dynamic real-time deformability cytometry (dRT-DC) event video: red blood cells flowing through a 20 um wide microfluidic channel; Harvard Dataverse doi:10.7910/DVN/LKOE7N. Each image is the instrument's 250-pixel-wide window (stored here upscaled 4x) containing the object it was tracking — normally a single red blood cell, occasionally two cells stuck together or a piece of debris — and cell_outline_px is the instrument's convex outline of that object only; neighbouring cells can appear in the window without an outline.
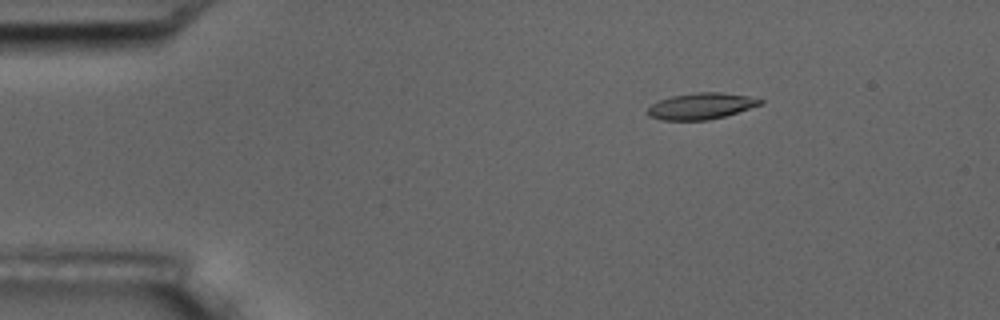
{"species": "common noctule bat (a hibernating species)", "species_latin": "Nyctalus noctula", "temperature_condition": "room temperature", "stored_images_in_passage": 16, "camera_frame_rate_fps": 3000, "um_per_image_px": 0.085, "animal": {"sex": "male", "body_mass_g": 17.5, "forearm_length_mm": 52.3}, "frame": {"image": 1, "passage_image": 3, "time_ms": 2.333, "image_size_px": [1000, 320], "cell_outline_px": [[764, 100], [760, 104], [724, 116], [708, 120], [660, 120], [648, 116], [648, 108], [652, 104], [660, 100], [672, 96], [696, 92], [720, 92], [748, 96]], "centroid_in_image_um": [59.55, 9.02], "position_along_channel_um": 25.5, "area_um2": 16.99}}
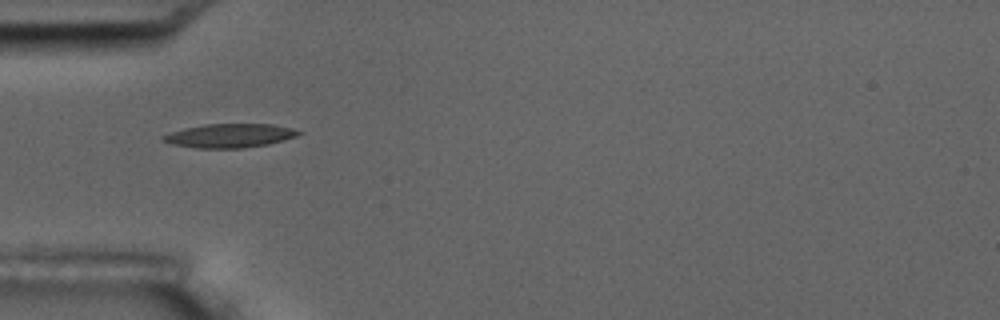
{"frame": {"image": 2, "passage_image": 5, "time_ms": 5.333, "image_size_px": [1000, 320], "cell_outline_px": [[304, 132], [296, 136], [268, 144], [244, 148], [196, 148], [172, 144], [160, 140], [160, 136], [184, 128], [204, 124], [272, 124], [292, 128]], "centroid_in_image_um": [19.5, 11.53], "position_along_channel_um": 65.5, "area_um2": 18.84}}
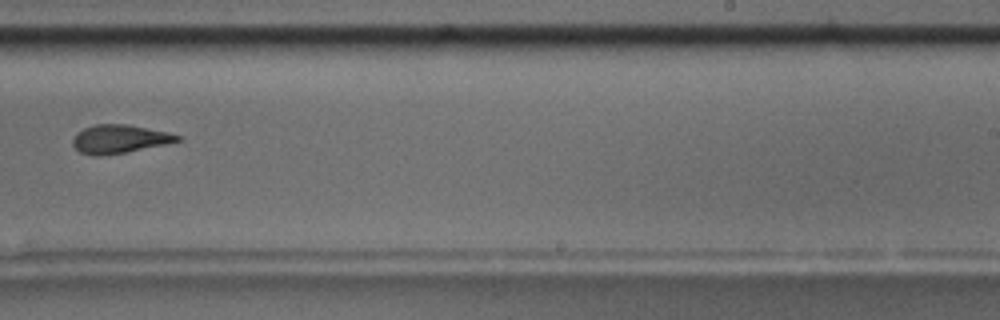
{"frame": {"image": 3, "passage_image": 10, "time_ms": 11.333, "image_size_px": [1000, 320], "cell_outline_px": [[184, 140], [104, 156], [92, 156], [80, 152], [72, 144], [72, 140], [76, 132], [84, 128], [96, 124], [128, 124], [168, 132], [180, 136]], "centroid_in_image_um": [10.12, 11.81], "position_along_channel_um": 278.9, "area_um2": 17.34}, "authors_computed_cell_mechanics": {"area_um2": 17.8602, "velocity_mm_per_s": 3.5692, "shape_relaxation_time_tau1_ms": 4.9824, "shape_relaxation_time_tau2_ms": 4.6741, "deformation_change_tau1": 0.17, "deformation_change_tau2": 0.1202}}